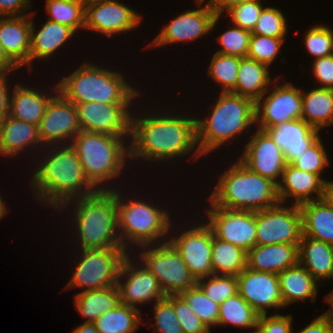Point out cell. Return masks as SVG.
Returning a JSON list of instances; mask_svg holds the SVG:
<instances>
[{"label":"cell","instance_id":"1","mask_svg":"<svg viewBox=\"0 0 333 333\" xmlns=\"http://www.w3.org/2000/svg\"><path fill=\"white\" fill-rule=\"evenodd\" d=\"M129 158L169 160L188 154L197 145L196 118L170 114L134 118L131 115Z\"/></svg>","mask_w":333,"mask_h":333},{"label":"cell","instance_id":"2","mask_svg":"<svg viewBox=\"0 0 333 333\" xmlns=\"http://www.w3.org/2000/svg\"><path fill=\"white\" fill-rule=\"evenodd\" d=\"M54 147L43 159L44 162L40 161L32 177L31 186L37 191L35 196L38 200L62 210L70 201L89 196L98 189L86 178L78 155L70 144L60 147L58 143V146Z\"/></svg>","mask_w":333,"mask_h":333},{"label":"cell","instance_id":"3","mask_svg":"<svg viewBox=\"0 0 333 333\" xmlns=\"http://www.w3.org/2000/svg\"><path fill=\"white\" fill-rule=\"evenodd\" d=\"M209 200L228 210L259 211L280 203L278 185L251 171L240 160L221 174Z\"/></svg>","mask_w":333,"mask_h":333},{"label":"cell","instance_id":"4","mask_svg":"<svg viewBox=\"0 0 333 333\" xmlns=\"http://www.w3.org/2000/svg\"><path fill=\"white\" fill-rule=\"evenodd\" d=\"M206 119H196L197 144L194 156L208 154L256 123L255 102L232 92H221Z\"/></svg>","mask_w":333,"mask_h":333},{"label":"cell","instance_id":"5","mask_svg":"<svg viewBox=\"0 0 333 333\" xmlns=\"http://www.w3.org/2000/svg\"><path fill=\"white\" fill-rule=\"evenodd\" d=\"M73 213L82 249L122 248L115 189L76 198Z\"/></svg>","mask_w":333,"mask_h":333},{"label":"cell","instance_id":"6","mask_svg":"<svg viewBox=\"0 0 333 333\" xmlns=\"http://www.w3.org/2000/svg\"><path fill=\"white\" fill-rule=\"evenodd\" d=\"M120 73L86 62L57 83L58 92L74 104L131 103L139 95L138 90Z\"/></svg>","mask_w":333,"mask_h":333},{"label":"cell","instance_id":"7","mask_svg":"<svg viewBox=\"0 0 333 333\" xmlns=\"http://www.w3.org/2000/svg\"><path fill=\"white\" fill-rule=\"evenodd\" d=\"M124 138L126 136L80 131L70 143L78 155L86 178L96 189L112 190L101 187L102 183L120 175L126 165L129 147L125 148Z\"/></svg>","mask_w":333,"mask_h":333},{"label":"cell","instance_id":"8","mask_svg":"<svg viewBox=\"0 0 333 333\" xmlns=\"http://www.w3.org/2000/svg\"><path fill=\"white\" fill-rule=\"evenodd\" d=\"M117 195V211H118V233L120 236L122 248L127 250V240L131 244L135 243L139 246L150 245L154 240H158L168 233L172 223L170 221L167 210H159L151 206L145 201L130 200L123 202L124 198ZM122 198V199H121ZM125 238V239H124ZM127 243V244H126Z\"/></svg>","mask_w":333,"mask_h":333},{"label":"cell","instance_id":"9","mask_svg":"<svg viewBox=\"0 0 333 333\" xmlns=\"http://www.w3.org/2000/svg\"><path fill=\"white\" fill-rule=\"evenodd\" d=\"M155 244L146 251L139 252V258L144 266L153 273L165 296L179 295L181 292L197 285V280L189 271L179 252L167 240ZM150 248V249H147Z\"/></svg>","mask_w":333,"mask_h":333},{"label":"cell","instance_id":"10","mask_svg":"<svg viewBox=\"0 0 333 333\" xmlns=\"http://www.w3.org/2000/svg\"><path fill=\"white\" fill-rule=\"evenodd\" d=\"M126 251L124 248L82 249V257L66 287L91 291L115 286L121 264L129 255Z\"/></svg>","mask_w":333,"mask_h":333},{"label":"cell","instance_id":"11","mask_svg":"<svg viewBox=\"0 0 333 333\" xmlns=\"http://www.w3.org/2000/svg\"><path fill=\"white\" fill-rule=\"evenodd\" d=\"M256 245L299 244L302 214L299 205H278L255 211Z\"/></svg>","mask_w":333,"mask_h":333},{"label":"cell","instance_id":"12","mask_svg":"<svg viewBox=\"0 0 333 333\" xmlns=\"http://www.w3.org/2000/svg\"><path fill=\"white\" fill-rule=\"evenodd\" d=\"M207 209V223L216 238L227 241L248 252L256 245V218L254 211L228 210L215 206Z\"/></svg>","mask_w":333,"mask_h":333},{"label":"cell","instance_id":"13","mask_svg":"<svg viewBox=\"0 0 333 333\" xmlns=\"http://www.w3.org/2000/svg\"><path fill=\"white\" fill-rule=\"evenodd\" d=\"M132 103H96L75 104L81 131L104 133L112 136H129L131 114L128 111Z\"/></svg>","mask_w":333,"mask_h":333},{"label":"cell","instance_id":"14","mask_svg":"<svg viewBox=\"0 0 333 333\" xmlns=\"http://www.w3.org/2000/svg\"><path fill=\"white\" fill-rule=\"evenodd\" d=\"M54 89H56L54 90L56 95L47 104L38 126L41 143L46 142L48 145L52 143V147L53 144L57 146L58 142L66 145L62 142L63 140L64 142L69 141L68 144L71 143L73 138L81 131L75 104L58 92L57 84Z\"/></svg>","mask_w":333,"mask_h":333},{"label":"cell","instance_id":"15","mask_svg":"<svg viewBox=\"0 0 333 333\" xmlns=\"http://www.w3.org/2000/svg\"><path fill=\"white\" fill-rule=\"evenodd\" d=\"M275 88L269 96H263L255 103L257 129L263 130L302 117V89L289 83Z\"/></svg>","mask_w":333,"mask_h":333},{"label":"cell","instance_id":"16","mask_svg":"<svg viewBox=\"0 0 333 333\" xmlns=\"http://www.w3.org/2000/svg\"><path fill=\"white\" fill-rule=\"evenodd\" d=\"M213 235L212 229L205 223L168 240L179 252L196 280L205 279L213 274L211 261Z\"/></svg>","mask_w":333,"mask_h":333},{"label":"cell","instance_id":"17","mask_svg":"<svg viewBox=\"0 0 333 333\" xmlns=\"http://www.w3.org/2000/svg\"><path fill=\"white\" fill-rule=\"evenodd\" d=\"M141 17L133 9L116 0H104L85 5V28L112 37L134 30Z\"/></svg>","mask_w":333,"mask_h":333},{"label":"cell","instance_id":"18","mask_svg":"<svg viewBox=\"0 0 333 333\" xmlns=\"http://www.w3.org/2000/svg\"><path fill=\"white\" fill-rule=\"evenodd\" d=\"M139 265L140 268L134 265L127 255L121 264L116 283L120 303L133 308H136L135 304H144L152 299L157 301L165 297L156 276L144 264ZM122 276H125L124 284L120 280Z\"/></svg>","mask_w":333,"mask_h":333},{"label":"cell","instance_id":"19","mask_svg":"<svg viewBox=\"0 0 333 333\" xmlns=\"http://www.w3.org/2000/svg\"><path fill=\"white\" fill-rule=\"evenodd\" d=\"M237 282L238 293L259 315L267 314V308L284 307L278 274L246 267Z\"/></svg>","mask_w":333,"mask_h":333},{"label":"cell","instance_id":"20","mask_svg":"<svg viewBox=\"0 0 333 333\" xmlns=\"http://www.w3.org/2000/svg\"><path fill=\"white\" fill-rule=\"evenodd\" d=\"M220 17L216 15L208 2L200 9H189L167 24L149 46L160 47L201 38L214 28Z\"/></svg>","mask_w":333,"mask_h":333},{"label":"cell","instance_id":"21","mask_svg":"<svg viewBox=\"0 0 333 333\" xmlns=\"http://www.w3.org/2000/svg\"><path fill=\"white\" fill-rule=\"evenodd\" d=\"M244 149L239 160L246 167L277 185L281 182L277 179L282 177L287 163L283 151L264 130L258 129Z\"/></svg>","mask_w":333,"mask_h":333},{"label":"cell","instance_id":"22","mask_svg":"<svg viewBox=\"0 0 333 333\" xmlns=\"http://www.w3.org/2000/svg\"><path fill=\"white\" fill-rule=\"evenodd\" d=\"M283 151L286 163H292L319 138V130L303 119H295L263 129Z\"/></svg>","mask_w":333,"mask_h":333},{"label":"cell","instance_id":"23","mask_svg":"<svg viewBox=\"0 0 333 333\" xmlns=\"http://www.w3.org/2000/svg\"><path fill=\"white\" fill-rule=\"evenodd\" d=\"M32 15L31 12L29 15L0 19V43L19 68L26 64L30 67Z\"/></svg>","mask_w":333,"mask_h":333},{"label":"cell","instance_id":"24","mask_svg":"<svg viewBox=\"0 0 333 333\" xmlns=\"http://www.w3.org/2000/svg\"><path fill=\"white\" fill-rule=\"evenodd\" d=\"M282 182L278 184V198L280 203H284L287 197H293V204L319 200L323 198L324 179L319 175L302 171L287 163L283 171ZM316 193L317 197L312 196Z\"/></svg>","mask_w":333,"mask_h":333},{"label":"cell","instance_id":"25","mask_svg":"<svg viewBox=\"0 0 333 333\" xmlns=\"http://www.w3.org/2000/svg\"><path fill=\"white\" fill-rule=\"evenodd\" d=\"M298 245H255L247 252L246 267L255 271L279 274L298 263Z\"/></svg>","mask_w":333,"mask_h":333},{"label":"cell","instance_id":"26","mask_svg":"<svg viewBox=\"0 0 333 333\" xmlns=\"http://www.w3.org/2000/svg\"><path fill=\"white\" fill-rule=\"evenodd\" d=\"M298 263L316 281L333 277V245L310 237L301 236L298 245Z\"/></svg>","mask_w":333,"mask_h":333},{"label":"cell","instance_id":"27","mask_svg":"<svg viewBox=\"0 0 333 333\" xmlns=\"http://www.w3.org/2000/svg\"><path fill=\"white\" fill-rule=\"evenodd\" d=\"M302 235L333 245V207L324 199L299 205Z\"/></svg>","mask_w":333,"mask_h":333},{"label":"cell","instance_id":"28","mask_svg":"<svg viewBox=\"0 0 333 333\" xmlns=\"http://www.w3.org/2000/svg\"><path fill=\"white\" fill-rule=\"evenodd\" d=\"M270 82L273 83V80L266 64L247 56L242 57L237 72L236 87L232 93L249 98L256 103L266 93L268 94L270 89L267 86H270Z\"/></svg>","mask_w":333,"mask_h":333},{"label":"cell","instance_id":"29","mask_svg":"<svg viewBox=\"0 0 333 333\" xmlns=\"http://www.w3.org/2000/svg\"><path fill=\"white\" fill-rule=\"evenodd\" d=\"M41 143L38 126L7 116L0 123V154H19L25 147Z\"/></svg>","mask_w":333,"mask_h":333},{"label":"cell","instance_id":"30","mask_svg":"<svg viewBox=\"0 0 333 333\" xmlns=\"http://www.w3.org/2000/svg\"><path fill=\"white\" fill-rule=\"evenodd\" d=\"M284 307L305 299L316 300L317 281L299 263L278 274Z\"/></svg>","mask_w":333,"mask_h":333},{"label":"cell","instance_id":"31","mask_svg":"<svg viewBox=\"0 0 333 333\" xmlns=\"http://www.w3.org/2000/svg\"><path fill=\"white\" fill-rule=\"evenodd\" d=\"M40 93L33 88L16 85L10 98L9 116L39 126L46 106L53 97Z\"/></svg>","mask_w":333,"mask_h":333},{"label":"cell","instance_id":"32","mask_svg":"<svg viewBox=\"0 0 333 333\" xmlns=\"http://www.w3.org/2000/svg\"><path fill=\"white\" fill-rule=\"evenodd\" d=\"M31 25L30 65L35 58H49L76 32L68 26L50 20H47L37 33L33 21Z\"/></svg>","mask_w":333,"mask_h":333},{"label":"cell","instance_id":"33","mask_svg":"<svg viewBox=\"0 0 333 333\" xmlns=\"http://www.w3.org/2000/svg\"><path fill=\"white\" fill-rule=\"evenodd\" d=\"M314 129L321 130L333 124V89L315 88L302 91V117Z\"/></svg>","mask_w":333,"mask_h":333},{"label":"cell","instance_id":"34","mask_svg":"<svg viewBox=\"0 0 333 333\" xmlns=\"http://www.w3.org/2000/svg\"><path fill=\"white\" fill-rule=\"evenodd\" d=\"M74 303L82 317L88 318L85 323H94L102 314L120 304L117 286L81 291L75 294Z\"/></svg>","mask_w":333,"mask_h":333},{"label":"cell","instance_id":"35","mask_svg":"<svg viewBox=\"0 0 333 333\" xmlns=\"http://www.w3.org/2000/svg\"><path fill=\"white\" fill-rule=\"evenodd\" d=\"M247 252L243 249L212 237V270L216 275H239L246 268Z\"/></svg>","mask_w":333,"mask_h":333},{"label":"cell","instance_id":"36","mask_svg":"<svg viewBox=\"0 0 333 333\" xmlns=\"http://www.w3.org/2000/svg\"><path fill=\"white\" fill-rule=\"evenodd\" d=\"M139 311L138 307L133 308L120 303L102 314L93 324L99 333H134L143 321Z\"/></svg>","mask_w":333,"mask_h":333},{"label":"cell","instance_id":"37","mask_svg":"<svg viewBox=\"0 0 333 333\" xmlns=\"http://www.w3.org/2000/svg\"><path fill=\"white\" fill-rule=\"evenodd\" d=\"M258 317L259 314L237 293L220 304L217 325L255 328Z\"/></svg>","mask_w":333,"mask_h":333},{"label":"cell","instance_id":"38","mask_svg":"<svg viewBox=\"0 0 333 333\" xmlns=\"http://www.w3.org/2000/svg\"><path fill=\"white\" fill-rule=\"evenodd\" d=\"M48 20L68 26L75 31L85 28V4L77 0H46Z\"/></svg>","mask_w":333,"mask_h":333},{"label":"cell","instance_id":"39","mask_svg":"<svg viewBox=\"0 0 333 333\" xmlns=\"http://www.w3.org/2000/svg\"><path fill=\"white\" fill-rule=\"evenodd\" d=\"M240 57L215 53L208 67V74L223 88L221 92H233L237 82Z\"/></svg>","mask_w":333,"mask_h":333},{"label":"cell","instance_id":"40","mask_svg":"<svg viewBox=\"0 0 333 333\" xmlns=\"http://www.w3.org/2000/svg\"><path fill=\"white\" fill-rule=\"evenodd\" d=\"M179 295L209 329L210 326L218 324L220 305L208 298L198 285L181 292Z\"/></svg>","mask_w":333,"mask_h":333},{"label":"cell","instance_id":"41","mask_svg":"<svg viewBox=\"0 0 333 333\" xmlns=\"http://www.w3.org/2000/svg\"><path fill=\"white\" fill-rule=\"evenodd\" d=\"M203 279L197 280V285L208 298L219 305L238 293L237 276L212 274L206 277L208 281L203 282Z\"/></svg>","mask_w":333,"mask_h":333},{"label":"cell","instance_id":"42","mask_svg":"<svg viewBox=\"0 0 333 333\" xmlns=\"http://www.w3.org/2000/svg\"><path fill=\"white\" fill-rule=\"evenodd\" d=\"M154 333H183L174 310V295L157 300L154 306Z\"/></svg>","mask_w":333,"mask_h":333},{"label":"cell","instance_id":"43","mask_svg":"<svg viewBox=\"0 0 333 333\" xmlns=\"http://www.w3.org/2000/svg\"><path fill=\"white\" fill-rule=\"evenodd\" d=\"M286 27V19L279 9L265 7L251 34L285 39L284 36L287 33Z\"/></svg>","mask_w":333,"mask_h":333},{"label":"cell","instance_id":"44","mask_svg":"<svg viewBox=\"0 0 333 333\" xmlns=\"http://www.w3.org/2000/svg\"><path fill=\"white\" fill-rule=\"evenodd\" d=\"M285 39L252 34L247 57L270 66Z\"/></svg>","mask_w":333,"mask_h":333},{"label":"cell","instance_id":"45","mask_svg":"<svg viewBox=\"0 0 333 333\" xmlns=\"http://www.w3.org/2000/svg\"><path fill=\"white\" fill-rule=\"evenodd\" d=\"M251 32L234 25L232 29L225 31L218 36L221 50L216 53L237 57H246L249 50Z\"/></svg>","mask_w":333,"mask_h":333},{"label":"cell","instance_id":"46","mask_svg":"<svg viewBox=\"0 0 333 333\" xmlns=\"http://www.w3.org/2000/svg\"><path fill=\"white\" fill-rule=\"evenodd\" d=\"M327 152L319 138L309 149L304 151L291 164L305 172L321 175L329 163Z\"/></svg>","mask_w":333,"mask_h":333},{"label":"cell","instance_id":"47","mask_svg":"<svg viewBox=\"0 0 333 333\" xmlns=\"http://www.w3.org/2000/svg\"><path fill=\"white\" fill-rule=\"evenodd\" d=\"M307 51L314 58L326 57L333 54V32L327 26L311 27L304 38Z\"/></svg>","mask_w":333,"mask_h":333},{"label":"cell","instance_id":"48","mask_svg":"<svg viewBox=\"0 0 333 333\" xmlns=\"http://www.w3.org/2000/svg\"><path fill=\"white\" fill-rule=\"evenodd\" d=\"M263 8L260 0H251L233 6L227 14L230 15L234 25L252 32Z\"/></svg>","mask_w":333,"mask_h":333},{"label":"cell","instance_id":"49","mask_svg":"<svg viewBox=\"0 0 333 333\" xmlns=\"http://www.w3.org/2000/svg\"><path fill=\"white\" fill-rule=\"evenodd\" d=\"M174 310L183 333H210L207 325L200 320L180 295H174Z\"/></svg>","mask_w":333,"mask_h":333},{"label":"cell","instance_id":"50","mask_svg":"<svg viewBox=\"0 0 333 333\" xmlns=\"http://www.w3.org/2000/svg\"><path fill=\"white\" fill-rule=\"evenodd\" d=\"M293 317L291 315H271L261 314L258 317L256 324V333H293L292 323Z\"/></svg>","mask_w":333,"mask_h":333},{"label":"cell","instance_id":"51","mask_svg":"<svg viewBox=\"0 0 333 333\" xmlns=\"http://www.w3.org/2000/svg\"><path fill=\"white\" fill-rule=\"evenodd\" d=\"M312 71L321 88L333 89V54L316 58Z\"/></svg>","mask_w":333,"mask_h":333},{"label":"cell","instance_id":"52","mask_svg":"<svg viewBox=\"0 0 333 333\" xmlns=\"http://www.w3.org/2000/svg\"><path fill=\"white\" fill-rule=\"evenodd\" d=\"M30 0H0V17H19L24 15L22 12L30 9Z\"/></svg>","mask_w":333,"mask_h":333},{"label":"cell","instance_id":"53","mask_svg":"<svg viewBox=\"0 0 333 333\" xmlns=\"http://www.w3.org/2000/svg\"><path fill=\"white\" fill-rule=\"evenodd\" d=\"M299 333H333V323L330 317L323 313Z\"/></svg>","mask_w":333,"mask_h":333},{"label":"cell","instance_id":"54","mask_svg":"<svg viewBox=\"0 0 333 333\" xmlns=\"http://www.w3.org/2000/svg\"><path fill=\"white\" fill-rule=\"evenodd\" d=\"M7 74H0V123L10 114V93L8 91Z\"/></svg>","mask_w":333,"mask_h":333},{"label":"cell","instance_id":"55","mask_svg":"<svg viewBox=\"0 0 333 333\" xmlns=\"http://www.w3.org/2000/svg\"><path fill=\"white\" fill-rule=\"evenodd\" d=\"M246 1L251 0H209L208 3L216 15L221 16V14H223L222 12L228 11L233 6Z\"/></svg>","mask_w":333,"mask_h":333},{"label":"cell","instance_id":"56","mask_svg":"<svg viewBox=\"0 0 333 333\" xmlns=\"http://www.w3.org/2000/svg\"><path fill=\"white\" fill-rule=\"evenodd\" d=\"M19 67L8 57L0 43V74H8Z\"/></svg>","mask_w":333,"mask_h":333},{"label":"cell","instance_id":"57","mask_svg":"<svg viewBox=\"0 0 333 333\" xmlns=\"http://www.w3.org/2000/svg\"><path fill=\"white\" fill-rule=\"evenodd\" d=\"M331 207H333V181H324L323 198Z\"/></svg>","mask_w":333,"mask_h":333},{"label":"cell","instance_id":"58","mask_svg":"<svg viewBox=\"0 0 333 333\" xmlns=\"http://www.w3.org/2000/svg\"><path fill=\"white\" fill-rule=\"evenodd\" d=\"M72 333H99L93 323H82Z\"/></svg>","mask_w":333,"mask_h":333},{"label":"cell","instance_id":"59","mask_svg":"<svg viewBox=\"0 0 333 333\" xmlns=\"http://www.w3.org/2000/svg\"><path fill=\"white\" fill-rule=\"evenodd\" d=\"M325 300L331 305V308L328 309L325 313L330 317L333 323V293L326 295Z\"/></svg>","mask_w":333,"mask_h":333},{"label":"cell","instance_id":"60","mask_svg":"<svg viewBox=\"0 0 333 333\" xmlns=\"http://www.w3.org/2000/svg\"><path fill=\"white\" fill-rule=\"evenodd\" d=\"M9 210L5 206V203L2 201V197L0 196V220L4 217V214H7Z\"/></svg>","mask_w":333,"mask_h":333},{"label":"cell","instance_id":"61","mask_svg":"<svg viewBox=\"0 0 333 333\" xmlns=\"http://www.w3.org/2000/svg\"><path fill=\"white\" fill-rule=\"evenodd\" d=\"M98 1H104V0H83L85 5H88V4L93 3V2H98Z\"/></svg>","mask_w":333,"mask_h":333},{"label":"cell","instance_id":"62","mask_svg":"<svg viewBox=\"0 0 333 333\" xmlns=\"http://www.w3.org/2000/svg\"><path fill=\"white\" fill-rule=\"evenodd\" d=\"M204 0H196V2L198 3V6L201 5V3H203Z\"/></svg>","mask_w":333,"mask_h":333}]
</instances>
